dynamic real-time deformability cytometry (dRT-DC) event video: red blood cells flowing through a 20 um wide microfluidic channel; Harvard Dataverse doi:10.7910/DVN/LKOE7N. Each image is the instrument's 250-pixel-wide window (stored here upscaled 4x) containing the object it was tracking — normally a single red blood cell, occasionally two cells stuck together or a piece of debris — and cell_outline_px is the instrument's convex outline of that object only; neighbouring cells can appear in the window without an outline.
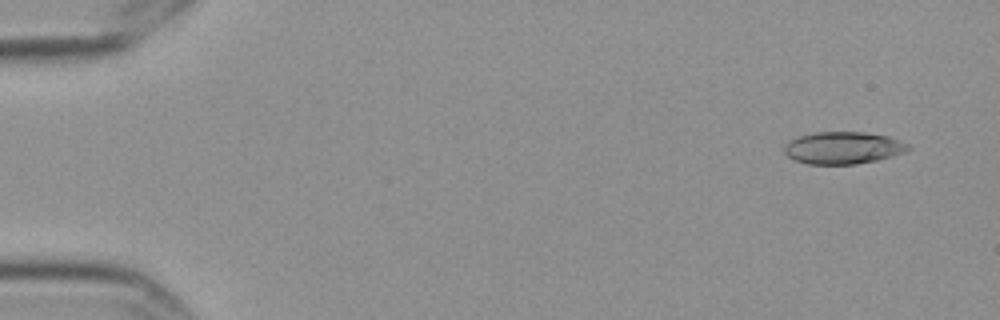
{"species": "Egyptian fruit bat (a non-hibernating species)", "species_latin": "Rousettus aegyptiacus", "temperature_condition": "cold", "stored_images_in_passage": 58, "camera_frame_rate_fps": 3000, "um_per_image_px": 0.085, "frame": {"image": 1, "passage_image": 4, "time_ms": 1.0, "image_size_px": [1000, 320], "cell_outline_px": [[912, 148], [904, 152], [892, 156], [876, 160], [856, 164], [808, 164], [796, 160], [788, 156], [784, 152], [784, 144], [788, 140], [796, 136], [816, 132], [864, 132], [888, 136], [908, 144]], "centroid_in_image_um": [71.63, 12.56], "position_along_channel_um": 13.4, "area_um2": 23.29}}
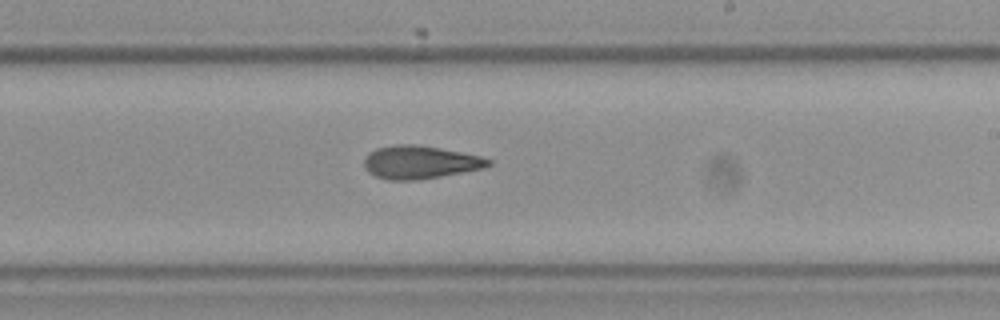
{"frame": {"image": 2, "passage_image": 35, "time_ms": 11.333, "image_size_px": [1000, 320], "cell_outline_px": [[492, 164], [484, 168], [416, 180], [388, 180], [376, 176], [368, 172], [364, 164], [364, 160], [368, 152], [376, 148], [396, 144], [420, 144], [480, 156], [492, 160]], "centroid_in_image_um": [35.68, 13.78], "position_along_channel_um": 253.3, "area_um2": 23.87}}
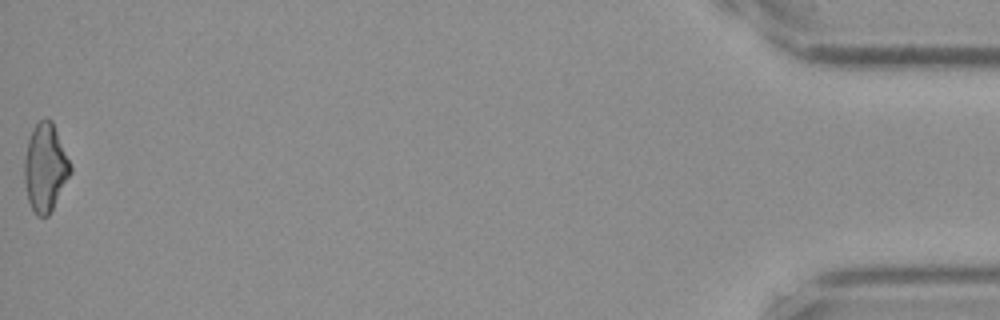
{"frame": {"image": 3, "passage_image": 58, "time_ms": 19.0, "image_size_px": [1000, 320], "cell_outline_px": [[72, 172], [48, 216], [36, 216], [28, 200], [24, 180], [24, 160], [28, 140], [32, 128], [44, 116], [52, 120], [72, 168]], "centroid_in_image_um": [3.84, 14.22], "position_along_channel_um": 431.4, "area_um2": 23.47}, "authors_computed_cell_mechanics": {"area_um2": 23.6113, "velocity_mm_per_s": 3.535, "shape_relaxation_time_tau1_ms": 6.0891, "shape_relaxation_time_tau2_ms": 5.0204, "deformation_change_tau1": 0.158, "deformation_change_tau2": 0.1378}}